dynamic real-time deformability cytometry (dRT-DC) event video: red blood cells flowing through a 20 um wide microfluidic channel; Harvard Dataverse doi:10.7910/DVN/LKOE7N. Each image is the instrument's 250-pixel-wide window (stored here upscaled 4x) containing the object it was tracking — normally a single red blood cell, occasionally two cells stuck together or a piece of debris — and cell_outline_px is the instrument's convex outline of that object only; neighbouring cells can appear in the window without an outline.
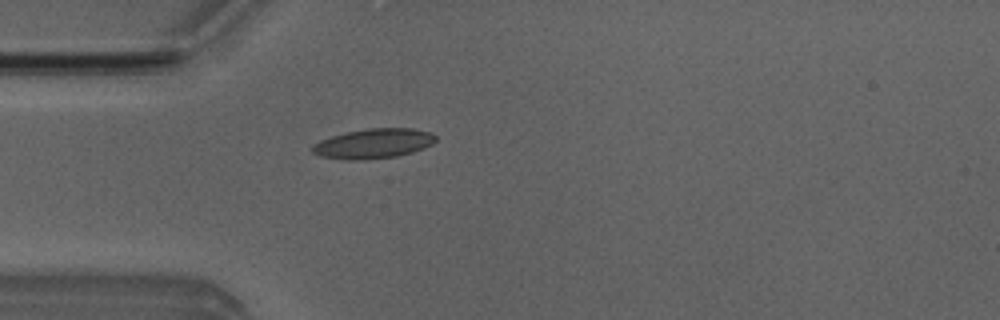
{"species": "Egyptian fruit bat (a non-hibernating species)", "species_latin": "Rousettus aegyptiacus", "temperature_condition": "room temperature", "stored_images_in_passage": 3, "camera_frame_rate_fps": 3000, "um_per_image_px": 0.085, "animal": {"sex": "male"}, "frame": {"image": 1, "passage_image": 3, "time_ms": 3.333, "image_size_px": [1000, 320], "cell_outline_px": [[436, 140], [432, 144], [424, 148], [412, 152], [396, 156], [364, 160], [344, 160], [320, 156], [312, 152], [312, 148], [320, 140], [332, 136], [364, 128], [412, 128], [428, 132], [436, 136]], "centroid_in_image_um": [31.75, 12.21], "position_along_channel_um": 53.3, "area_um2": 21.33}}